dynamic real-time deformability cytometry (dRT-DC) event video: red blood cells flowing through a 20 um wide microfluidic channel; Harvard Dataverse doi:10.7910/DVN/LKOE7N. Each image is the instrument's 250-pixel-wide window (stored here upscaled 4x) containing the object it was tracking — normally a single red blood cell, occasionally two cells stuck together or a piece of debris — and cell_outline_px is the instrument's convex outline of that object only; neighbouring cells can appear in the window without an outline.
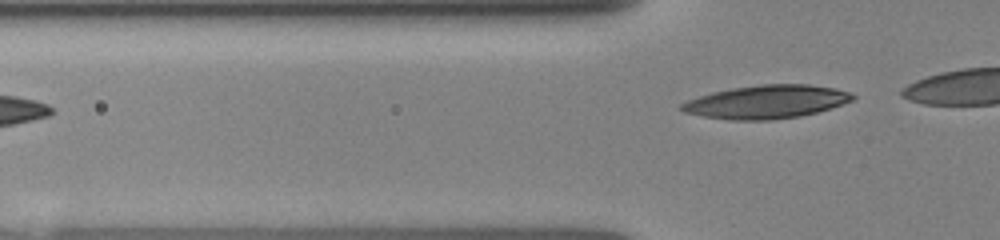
{"species": "human", "species_latin": "Homo sapiens", "temperature_condition": "room temperature", "stored_images_in_passage": 4, "segment_of_instrument_passage": [2, 2], "camera_frame_rate_fps": 3000, "um_per_image_px": 0.085, "donor": {"sex": "female"}, "frame": {"image": 1, "passage_image": 4, "time_ms": 2.667, "image_size_px": [1000, 240], "cell_outline_px": [[856, 96], [852, 100], [816, 112], [800, 116], [772, 120], [728, 120], [704, 116], [684, 112], [680, 108], [680, 104], [688, 100], [712, 92], [732, 88], [760, 84], [808, 84], [836, 88], [848, 92]], "centroid_in_image_um": [65.12, 8.65], "position_along_channel_um": 60.7, "area_um2": 33.0}}